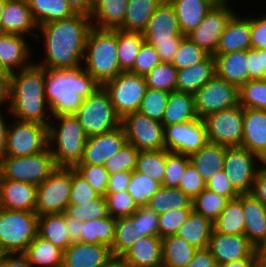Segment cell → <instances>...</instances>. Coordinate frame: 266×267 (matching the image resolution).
<instances>
[{
	"label": "cell",
	"instance_id": "cell-1",
	"mask_svg": "<svg viewBox=\"0 0 266 267\" xmlns=\"http://www.w3.org/2000/svg\"><path fill=\"white\" fill-rule=\"evenodd\" d=\"M91 17L76 13L71 17L38 26L44 38L46 58L36 65L45 69H68L82 65Z\"/></svg>",
	"mask_w": 266,
	"mask_h": 267
},
{
	"label": "cell",
	"instance_id": "cell-2",
	"mask_svg": "<svg viewBox=\"0 0 266 267\" xmlns=\"http://www.w3.org/2000/svg\"><path fill=\"white\" fill-rule=\"evenodd\" d=\"M101 85L82 67L46 69L45 95L50 116L74 114L83 98Z\"/></svg>",
	"mask_w": 266,
	"mask_h": 267
},
{
	"label": "cell",
	"instance_id": "cell-3",
	"mask_svg": "<svg viewBox=\"0 0 266 267\" xmlns=\"http://www.w3.org/2000/svg\"><path fill=\"white\" fill-rule=\"evenodd\" d=\"M19 71L11 73L9 112L17 120L49 127L50 121L45 117L48 115L45 108L49 109L45 95L46 69L33 62L30 67Z\"/></svg>",
	"mask_w": 266,
	"mask_h": 267
},
{
	"label": "cell",
	"instance_id": "cell-4",
	"mask_svg": "<svg viewBox=\"0 0 266 267\" xmlns=\"http://www.w3.org/2000/svg\"><path fill=\"white\" fill-rule=\"evenodd\" d=\"M83 65L101 86L120 74L117 55V29L92 27L88 33Z\"/></svg>",
	"mask_w": 266,
	"mask_h": 267
},
{
	"label": "cell",
	"instance_id": "cell-5",
	"mask_svg": "<svg viewBox=\"0 0 266 267\" xmlns=\"http://www.w3.org/2000/svg\"><path fill=\"white\" fill-rule=\"evenodd\" d=\"M53 117L60 122L56 127L50 118L48 127V147L55 164L57 167H75L82 159L88 136L74 114Z\"/></svg>",
	"mask_w": 266,
	"mask_h": 267
},
{
	"label": "cell",
	"instance_id": "cell-6",
	"mask_svg": "<svg viewBox=\"0 0 266 267\" xmlns=\"http://www.w3.org/2000/svg\"><path fill=\"white\" fill-rule=\"evenodd\" d=\"M35 212L0 208V254L25 253L37 236Z\"/></svg>",
	"mask_w": 266,
	"mask_h": 267
},
{
	"label": "cell",
	"instance_id": "cell-7",
	"mask_svg": "<svg viewBox=\"0 0 266 267\" xmlns=\"http://www.w3.org/2000/svg\"><path fill=\"white\" fill-rule=\"evenodd\" d=\"M86 135L106 133L121 126L109 93L101 86L90 96L83 98L79 109L74 113Z\"/></svg>",
	"mask_w": 266,
	"mask_h": 267
},
{
	"label": "cell",
	"instance_id": "cell-8",
	"mask_svg": "<svg viewBox=\"0 0 266 267\" xmlns=\"http://www.w3.org/2000/svg\"><path fill=\"white\" fill-rule=\"evenodd\" d=\"M56 168L54 157L47 147L33 155L0 158V179H11L37 186Z\"/></svg>",
	"mask_w": 266,
	"mask_h": 267
},
{
	"label": "cell",
	"instance_id": "cell-9",
	"mask_svg": "<svg viewBox=\"0 0 266 267\" xmlns=\"http://www.w3.org/2000/svg\"><path fill=\"white\" fill-rule=\"evenodd\" d=\"M72 187V167H57L37 185L35 213L38 216L65 213Z\"/></svg>",
	"mask_w": 266,
	"mask_h": 267
},
{
	"label": "cell",
	"instance_id": "cell-10",
	"mask_svg": "<svg viewBox=\"0 0 266 267\" xmlns=\"http://www.w3.org/2000/svg\"><path fill=\"white\" fill-rule=\"evenodd\" d=\"M103 88L109 93L117 115L123 119L126 115L139 111L148 86L145 76L121 72L107 81Z\"/></svg>",
	"mask_w": 266,
	"mask_h": 267
},
{
	"label": "cell",
	"instance_id": "cell-11",
	"mask_svg": "<svg viewBox=\"0 0 266 267\" xmlns=\"http://www.w3.org/2000/svg\"><path fill=\"white\" fill-rule=\"evenodd\" d=\"M15 121L8 129L4 157L33 155L48 147L47 126L17 119Z\"/></svg>",
	"mask_w": 266,
	"mask_h": 267
},
{
	"label": "cell",
	"instance_id": "cell-12",
	"mask_svg": "<svg viewBox=\"0 0 266 267\" xmlns=\"http://www.w3.org/2000/svg\"><path fill=\"white\" fill-rule=\"evenodd\" d=\"M243 118L244 108L240 104L206 116L203 120L208 142L227 147L241 146Z\"/></svg>",
	"mask_w": 266,
	"mask_h": 267
},
{
	"label": "cell",
	"instance_id": "cell-13",
	"mask_svg": "<svg viewBox=\"0 0 266 267\" xmlns=\"http://www.w3.org/2000/svg\"><path fill=\"white\" fill-rule=\"evenodd\" d=\"M195 108L198 117L239 105V88L218 77L216 74L195 94Z\"/></svg>",
	"mask_w": 266,
	"mask_h": 267
},
{
	"label": "cell",
	"instance_id": "cell-14",
	"mask_svg": "<svg viewBox=\"0 0 266 267\" xmlns=\"http://www.w3.org/2000/svg\"><path fill=\"white\" fill-rule=\"evenodd\" d=\"M127 138L139 151L163 150L164 126L139 112L130 113L121 120Z\"/></svg>",
	"mask_w": 266,
	"mask_h": 267
},
{
	"label": "cell",
	"instance_id": "cell-15",
	"mask_svg": "<svg viewBox=\"0 0 266 267\" xmlns=\"http://www.w3.org/2000/svg\"><path fill=\"white\" fill-rule=\"evenodd\" d=\"M228 1L219 0L205 15L201 23L186 35L191 42L212 55L216 52L228 21L235 14Z\"/></svg>",
	"mask_w": 266,
	"mask_h": 267
},
{
	"label": "cell",
	"instance_id": "cell-16",
	"mask_svg": "<svg viewBox=\"0 0 266 267\" xmlns=\"http://www.w3.org/2000/svg\"><path fill=\"white\" fill-rule=\"evenodd\" d=\"M260 158L241 146L227 147L223 171L239 194L250 193L256 174L260 169L256 163ZM258 167V168H257Z\"/></svg>",
	"mask_w": 266,
	"mask_h": 267
},
{
	"label": "cell",
	"instance_id": "cell-17",
	"mask_svg": "<svg viewBox=\"0 0 266 267\" xmlns=\"http://www.w3.org/2000/svg\"><path fill=\"white\" fill-rule=\"evenodd\" d=\"M164 142L167 151L190 156L208 142L204 120L164 126Z\"/></svg>",
	"mask_w": 266,
	"mask_h": 267
},
{
	"label": "cell",
	"instance_id": "cell-18",
	"mask_svg": "<svg viewBox=\"0 0 266 267\" xmlns=\"http://www.w3.org/2000/svg\"><path fill=\"white\" fill-rule=\"evenodd\" d=\"M127 143L123 126L116 129L89 136L83 150L81 161L77 165H105Z\"/></svg>",
	"mask_w": 266,
	"mask_h": 267
},
{
	"label": "cell",
	"instance_id": "cell-19",
	"mask_svg": "<svg viewBox=\"0 0 266 267\" xmlns=\"http://www.w3.org/2000/svg\"><path fill=\"white\" fill-rule=\"evenodd\" d=\"M208 248L218 267L228 262L246 259L257 250L245 235H226L214 230Z\"/></svg>",
	"mask_w": 266,
	"mask_h": 267
},
{
	"label": "cell",
	"instance_id": "cell-20",
	"mask_svg": "<svg viewBox=\"0 0 266 267\" xmlns=\"http://www.w3.org/2000/svg\"><path fill=\"white\" fill-rule=\"evenodd\" d=\"M37 28L27 0H7L3 9L0 21V33L31 34L39 41L38 33L35 34L33 29Z\"/></svg>",
	"mask_w": 266,
	"mask_h": 267
},
{
	"label": "cell",
	"instance_id": "cell-21",
	"mask_svg": "<svg viewBox=\"0 0 266 267\" xmlns=\"http://www.w3.org/2000/svg\"><path fill=\"white\" fill-rule=\"evenodd\" d=\"M36 194V185L11 179H0V208L35 212Z\"/></svg>",
	"mask_w": 266,
	"mask_h": 267
},
{
	"label": "cell",
	"instance_id": "cell-22",
	"mask_svg": "<svg viewBox=\"0 0 266 267\" xmlns=\"http://www.w3.org/2000/svg\"><path fill=\"white\" fill-rule=\"evenodd\" d=\"M111 258H113V254L107 245L72 243L63 252L62 267H102Z\"/></svg>",
	"mask_w": 266,
	"mask_h": 267
},
{
	"label": "cell",
	"instance_id": "cell-23",
	"mask_svg": "<svg viewBox=\"0 0 266 267\" xmlns=\"http://www.w3.org/2000/svg\"><path fill=\"white\" fill-rule=\"evenodd\" d=\"M143 37L145 41H172V37H186L180 30L175 10L169 1H163L155 10Z\"/></svg>",
	"mask_w": 266,
	"mask_h": 267
},
{
	"label": "cell",
	"instance_id": "cell-24",
	"mask_svg": "<svg viewBox=\"0 0 266 267\" xmlns=\"http://www.w3.org/2000/svg\"><path fill=\"white\" fill-rule=\"evenodd\" d=\"M245 233L249 242L259 250L266 242V206L251 193L242 194Z\"/></svg>",
	"mask_w": 266,
	"mask_h": 267
},
{
	"label": "cell",
	"instance_id": "cell-25",
	"mask_svg": "<svg viewBox=\"0 0 266 267\" xmlns=\"http://www.w3.org/2000/svg\"><path fill=\"white\" fill-rule=\"evenodd\" d=\"M121 258L128 267H163L162 239L159 236L141 237Z\"/></svg>",
	"mask_w": 266,
	"mask_h": 267
},
{
	"label": "cell",
	"instance_id": "cell-26",
	"mask_svg": "<svg viewBox=\"0 0 266 267\" xmlns=\"http://www.w3.org/2000/svg\"><path fill=\"white\" fill-rule=\"evenodd\" d=\"M241 147L260 159L266 153V110L244 108Z\"/></svg>",
	"mask_w": 266,
	"mask_h": 267
},
{
	"label": "cell",
	"instance_id": "cell-27",
	"mask_svg": "<svg viewBox=\"0 0 266 267\" xmlns=\"http://www.w3.org/2000/svg\"><path fill=\"white\" fill-rule=\"evenodd\" d=\"M216 75L240 88L250 80L247 50L213 54Z\"/></svg>",
	"mask_w": 266,
	"mask_h": 267
},
{
	"label": "cell",
	"instance_id": "cell-28",
	"mask_svg": "<svg viewBox=\"0 0 266 267\" xmlns=\"http://www.w3.org/2000/svg\"><path fill=\"white\" fill-rule=\"evenodd\" d=\"M26 36L20 34L0 33V60L3 66L10 72L30 67V47ZM29 64H28V62Z\"/></svg>",
	"mask_w": 266,
	"mask_h": 267
},
{
	"label": "cell",
	"instance_id": "cell-29",
	"mask_svg": "<svg viewBox=\"0 0 266 267\" xmlns=\"http://www.w3.org/2000/svg\"><path fill=\"white\" fill-rule=\"evenodd\" d=\"M250 48H252L250 19L240 18V15L235 13L228 21L214 54H226Z\"/></svg>",
	"mask_w": 266,
	"mask_h": 267
},
{
	"label": "cell",
	"instance_id": "cell-30",
	"mask_svg": "<svg viewBox=\"0 0 266 267\" xmlns=\"http://www.w3.org/2000/svg\"><path fill=\"white\" fill-rule=\"evenodd\" d=\"M215 74V59L210 54L205 60L177 71L176 91L195 94Z\"/></svg>",
	"mask_w": 266,
	"mask_h": 267
},
{
	"label": "cell",
	"instance_id": "cell-31",
	"mask_svg": "<svg viewBox=\"0 0 266 267\" xmlns=\"http://www.w3.org/2000/svg\"><path fill=\"white\" fill-rule=\"evenodd\" d=\"M219 0H169L181 32L186 36L194 30Z\"/></svg>",
	"mask_w": 266,
	"mask_h": 267
},
{
	"label": "cell",
	"instance_id": "cell-32",
	"mask_svg": "<svg viewBox=\"0 0 266 267\" xmlns=\"http://www.w3.org/2000/svg\"><path fill=\"white\" fill-rule=\"evenodd\" d=\"M194 94L188 92L172 91L162 117V125L168 126L185 123L197 119Z\"/></svg>",
	"mask_w": 266,
	"mask_h": 267
},
{
	"label": "cell",
	"instance_id": "cell-33",
	"mask_svg": "<svg viewBox=\"0 0 266 267\" xmlns=\"http://www.w3.org/2000/svg\"><path fill=\"white\" fill-rule=\"evenodd\" d=\"M128 0H93L90 14L95 20L92 26L98 29H119L124 22ZM96 24V25H95Z\"/></svg>",
	"mask_w": 266,
	"mask_h": 267
},
{
	"label": "cell",
	"instance_id": "cell-34",
	"mask_svg": "<svg viewBox=\"0 0 266 267\" xmlns=\"http://www.w3.org/2000/svg\"><path fill=\"white\" fill-rule=\"evenodd\" d=\"M227 146L207 142L199 151L189 156L202 179L207 182L215 173L223 170Z\"/></svg>",
	"mask_w": 266,
	"mask_h": 267
},
{
	"label": "cell",
	"instance_id": "cell-35",
	"mask_svg": "<svg viewBox=\"0 0 266 267\" xmlns=\"http://www.w3.org/2000/svg\"><path fill=\"white\" fill-rule=\"evenodd\" d=\"M213 230V222L193 210L176 235L197 249H203L209 247Z\"/></svg>",
	"mask_w": 266,
	"mask_h": 267
},
{
	"label": "cell",
	"instance_id": "cell-36",
	"mask_svg": "<svg viewBox=\"0 0 266 267\" xmlns=\"http://www.w3.org/2000/svg\"><path fill=\"white\" fill-rule=\"evenodd\" d=\"M164 0H128L123 25L119 28L128 32L143 33L151 16Z\"/></svg>",
	"mask_w": 266,
	"mask_h": 267
},
{
	"label": "cell",
	"instance_id": "cell-37",
	"mask_svg": "<svg viewBox=\"0 0 266 267\" xmlns=\"http://www.w3.org/2000/svg\"><path fill=\"white\" fill-rule=\"evenodd\" d=\"M66 228L65 213L38 216L37 235L63 252L71 245Z\"/></svg>",
	"mask_w": 266,
	"mask_h": 267
},
{
	"label": "cell",
	"instance_id": "cell-38",
	"mask_svg": "<svg viewBox=\"0 0 266 267\" xmlns=\"http://www.w3.org/2000/svg\"><path fill=\"white\" fill-rule=\"evenodd\" d=\"M245 218L242 194L228 201L219 217L213 222L214 231L226 235H244Z\"/></svg>",
	"mask_w": 266,
	"mask_h": 267
},
{
	"label": "cell",
	"instance_id": "cell-39",
	"mask_svg": "<svg viewBox=\"0 0 266 267\" xmlns=\"http://www.w3.org/2000/svg\"><path fill=\"white\" fill-rule=\"evenodd\" d=\"M197 250L177 235L164 237L162 238L163 267H185Z\"/></svg>",
	"mask_w": 266,
	"mask_h": 267
},
{
	"label": "cell",
	"instance_id": "cell-40",
	"mask_svg": "<svg viewBox=\"0 0 266 267\" xmlns=\"http://www.w3.org/2000/svg\"><path fill=\"white\" fill-rule=\"evenodd\" d=\"M38 26L76 14L66 0H27Z\"/></svg>",
	"mask_w": 266,
	"mask_h": 267
},
{
	"label": "cell",
	"instance_id": "cell-41",
	"mask_svg": "<svg viewBox=\"0 0 266 267\" xmlns=\"http://www.w3.org/2000/svg\"><path fill=\"white\" fill-rule=\"evenodd\" d=\"M115 229L116 219L110 215L105 218L81 222V242L104 244L111 248Z\"/></svg>",
	"mask_w": 266,
	"mask_h": 267
},
{
	"label": "cell",
	"instance_id": "cell-42",
	"mask_svg": "<svg viewBox=\"0 0 266 267\" xmlns=\"http://www.w3.org/2000/svg\"><path fill=\"white\" fill-rule=\"evenodd\" d=\"M25 254L32 267L36 265L42 267L63 266V251L38 235L30 243Z\"/></svg>",
	"mask_w": 266,
	"mask_h": 267
},
{
	"label": "cell",
	"instance_id": "cell-43",
	"mask_svg": "<svg viewBox=\"0 0 266 267\" xmlns=\"http://www.w3.org/2000/svg\"><path fill=\"white\" fill-rule=\"evenodd\" d=\"M147 206L158 215L174 209L193 208L192 199L181 189L164 186L151 196Z\"/></svg>",
	"mask_w": 266,
	"mask_h": 267
},
{
	"label": "cell",
	"instance_id": "cell-44",
	"mask_svg": "<svg viewBox=\"0 0 266 267\" xmlns=\"http://www.w3.org/2000/svg\"><path fill=\"white\" fill-rule=\"evenodd\" d=\"M145 42L143 33L117 29V55L122 72H130L137 54Z\"/></svg>",
	"mask_w": 266,
	"mask_h": 267
},
{
	"label": "cell",
	"instance_id": "cell-45",
	"mask_svg": "<svg viewBox=\"0 0 266 267\" xmlns=\"http://www.w3.org/2000/svg\"><path fill=\"white\" fill-rule=\"evenodd\" d=\"M136 218L131 215L116 219L115 236L111 251L113 257H121L133 244L137 238Z\"/></svg>",
	"mask_w": 266,
	"mask_h": 267
},
{
	"label": "cell",
	"instance_id": "cell-46",
	"mask_svg": "<svg viewBox=\"0 0 266 267\" xmlns=\"http://www.w3.org/2000/svg\"><path fill=\"white\" fill-rule=\"evenodd\" d=\"M65 214L81 222L108 216L105 196H98L89 202H69Z\"/></svg>",
	"mask_w": 266,
	"mask_h": 267
},
{
	"label": "cell",
	"instance_id": "cell-47",
	"mask_svg": "<svg viewBox=\"0 0 266 267\" xmlns=\"http://www.w3.org/2000/svg\"><path fill=\"white\" fill-rule=\"evenodd\" d=\"M166 170V149L140 151L136 171L143 173L162 184Z\"/></svg>",
	"mask_w": 266,
	"mask_h": 267
},
{
	"label": "cell",
	"instance_id": "cell-48",
	"mask_svg": "<svg viewBox=\"0 0 266 267\" xmlns=\"http://www.w3.org/2000/svg\"><path fill=\"white\" fill-rule=\"evenodd\" d=\"M161 183L136 170L131 172L128 192L138 205L147 206L151 196L161 188Z\"/></svg>",
	"mask_w": 266,
	"mask_h": 267
},
{
	"label": "cell",
	"instance_id": "cell-49",
	"mask_svg": "<svg viewBox=\"0 0 266 267\" xmlns=\"http://www.w3.org/2000/svg\"><path fill=\"white\" fill-rule=\"evenodd\" d=\"M228 201L227 197L205 188L192 200V205L195 212L214 222L226 207Z\"/></svg>",
	"mask_w": 266,
	"mask_h": 267
},
{
	"label": "cell",
	"instance_id": "cell-50",
	"mask_svg": "<svg viewBox=\"0 0 266 267\" xmlns=\"http://www.w3.org/2000/svg\"><path fill=\"white\" fill-rule=\"evenodd\" d=\"M177 69L170 62H161L145 75L148 88L176 91Z\"/></svg>",
	"mask_w": 266,
	"mask_h": 267
},
{
	"label": "cell",
	"instance_id": "cell-51",
	"mask_svg": "<svg viewBox=\"0 0 266 267\" xmlns=\"http://www.w3.org/2000/svg\"><path fill=\"white\" fill-rule=\"evenodd\" d=\"M239 104L243 108L266 110V80H249L239 88Z\"/></svg>",
	"mask_w": 266,
	"mask_h": 267
},
{
	"label": "cell",
	"instance_id": "cell-52",
	"mask_svg": "<svg viewBox=\"0 0 266 267\" xmlns=\"http://www.w3.org/2000/svg\"><path fill=\"white\" fill-rule=\"evenodd\" d=\"M105 199L108 215L115 219L131 216L139 208L127 190L106 192Z\"/></svg>",
	"mask_w": 266,
	"mask_h": 267
},
{
	"label": "cell",
	"instance_id": "cell-53",
	"mask_svg": "<svg viewBox=\"0 0 266 267\" xmlns=\"http://www.w3.org/2000/svg\"><path fill=\"white\" fill-rule=\"evenodd\" d=\"M168 97L169 92L147 88L138 112L151 119L162 122Z\"/></svg>",
	"mask_w": 266,
	"mask_h": 267
},
{
	"label": "cell",
	"instance_id": "cell-54",
	"mask_svg": "<svg viewBox=\"0 0 266 267\" xmlns=\"http://www.w3.org/2000/svg\"><path fill=\"white\" fill-rule=\"evenodd\" d=\"M209 55L210 53H208L205 49L191 42L186 37L181 42V45L174 55L171 64L177 70H180L205 60Z\"/></svg>",
	"mask_w": 266,
	"mask_h": 267
},
{
	"label": "cell",
	"instance_id": "cell-55",
	"mask_svg": "<svg viewBox=\"0 0 266 267\" xmlns=\"http://www.w3.org/2000/svg\"><path fill=\"white\" fill-rule=\"evenodd\" d=\"M189 163V156L166 150V170L161 185L168 188H179L181 178Z\"/></svg>",
	"mask_w": 266,
	"mask_h": 267
},
{
	"label": "cell",
	"instance_id": "cell-56",
	"mask_svg": "<svg viewBox=\"0 0 266 267\" xmlns=\"http://www.w3.org/2000/svg\"><path fill=\"white\" fill-rule=\"evenodd\" d=\"M139 152L137 148L127 142L119 152L108 159L104 167L110 175L123 171L132 172L136 170Z\"/></svg>",
	"mask_w": 266,
	"mask_h": 267
},
{
	"label": "cell",
	"instance_id": "cell-57",
	"mask_svg": "<svg viewBox=\"0 0 266 267\" xmlns=\"http://www.w3.org/2000/svg\"><path fill=\"white\" fill-rule=\"evenodd\" d=\"M192 211L193 208H182L160 214L158 223L159 237L162 239L170 235H176Z\"/></svg>",
	"mask_w": 266,
	"mask_h": 267
},
{
	"label": "cell",
	"instance_id": "cell-58",
	"mask_svg": "<svg viewBox=\"0 0 266 267\" xmlns=\"http://www.w3.org/2000/svg\"><path fill=\"white\" fill-rule=\"evenodd\" d=\"M74 169L88 181L100 196H105L110 174L103 165H76Z\"/></svg>",
	"mask_w": 266,
	"mask_h": 267
},
{
	"label": "cell",
	"instance_id": "cell-59",
	"mask_svg": "<svg viewBox=\"0 0 266 267\" xmlns=\"http://www.w3.org/2000/svg\"><path fill=\"white\" fill-rule=\"evenodd\" d=\"M136 218L137 238L159 236V215L148 206H141L133 214Z\"/></svg>",
	"mask_w": 266,
	"mask_h": 267
},
{
	"label": "cell",
	"instance_id": "cell-60",
	"mask_svg": "<svg viewBox=\"0 0 266 267\" xmlns=\"http://www.w3.org/2000/svg\"><path fill=\"white\" fill-rule=\"evenodd\" d=\"M160 63L161 60L159 59L155 47L145 41L137 54L133 69L130 73L145 76Z\"/></svg>",
	"mask_w": 266,
	"mask_h": 267
},
{
	"label": "cell",
	"instance_id": "cell-61",
	"mask_svg": "<svg viewBox=\"0 0 266 267\" xmlns=\"http://www.w3.org/2000/svg\"><path fill=\"white\" fill-rule=\"evenodd\" d=\"M98 196L99 194L88 181L72 167V187L69 202H89Z\"/></svg>",
	"mask_w": 266,
	"mask_h": 267
},
{
	"label": "cell",
	"instance_id": "cell-62",
	"mask_svg": "<svg viewBox=\"0 0 266 267\" xmlns=\"http://www.w3.org/2000/svg\"><path fill=\"white\" fill-rule=\"evenodd\" d=\"M206 188V182L202 179L201 175L189 163L181 178L179 189L187 194L192 200L195 199Z\"/></svg>",
	"mask_w": 266,
	"mask_h": 267
},
{
	"label": "cell",
	"instance_id": "cell-63",
	"mask_svg": "<svg viewBox=\"0 0 266 267\" xmlns=\"http://www.w3.org/2000/svg\"><path fill=\"white\" fill-rule=\"evenodd\" d=\"M206 188L219 195L227 197L229 200L237 198L240 194L233 188L225 172L220 170L215 173L207 182Z\"/></svg>",
	"mask_w": 266,
	"mask_h": 267
},
{
	"label": "cell",
	"instance_id": "cell-64",
	"mask_svg": "<svg viewBox=\"0 0 266 267\" xmlns=\"http://www.w3.org/2000/svg\"><path fill=\"white\" fill-rule=\"evenodd\" d=\"M249 60V77L250 80H263L266 78V49L247 50Z\"/></svg>",
	"mask_w": 266,
	"mask_h": 267
},
{
	"label": "cell",
	"instance_id": "cell-65",
	"mask_svg": "<svg viewBox=\"0 0 266 267\" xmlns=\"http://www.w3.org/2000/svg\"><path fill=\"white\" fill-rule=\"evenodd\" d=\"M186 37H172V41H146L155 47L161 62H172L174 55L178 51L181 42Z\"/></svg>",
	"mask_w": 266,
	"mask_h": 267
},
{
	"label": "cell",
	"instance_id": "cell-66",
	"mask_svg": "<svg viewBox=\"0 0 266 267\" xmlns=\"http://www.w3.org/2000/svg\"><path fill=\"white\" fill-rule=\"evenodd\" d=\"M249 19L252 48L257 50L266 49V16Z\"/></svg>",
	"mask_w": 266,
	"mask_h": 267
},
{
	"label": "cell",
	"instance_id": "cell-67",
	"mask_svg": "<svg viewBox=\"0 0 266 267\" xmlns=\"http://www.w3.org/2000/svg\"><path fill=\"white\" fill-rule=\"evenodd\" d=\"M131 179V172H117L109 176L106 192H118L128 190Z\"/></svg>",
	"mask_w": 266,
	"mask_h": 267
},
{
	"label": "cell",
	"instance_id": "cell-68",
	"mask_svg": "<svg viewBox=\"0 0 266 267\" xmlns=\"http://www.w3.org/2000/svg\"><path fill=\"white\" fill-rule=\"evenodd\" d=\"M185 267H218L209 248L198 249Z\"/></svg>",
	"mask_w": 266,
	"mask_h": 267
},
{
	"label": "cell",
	"instance_id": "cell-69",
	"mask_svg": "<svg viewBox=\"0 0 266 267\" xmlns=\"http://www.w3.org/2000/svg\"><path fill=\"white\" fill-rule=\"evenodd\" d=\"M0 267H32L25 253L0 254Z\"/></svg>",
	"mask_w": 266,
	"mask_h": 267
},
{
	"label": "cell",
	"instance_id": "cell-70",
	"mask_svg": "<svg viewBox=\"0 0 266 267\" xmlns=\"http://www.w3.org/2000/svg\"><path fill=\"white\" fill-rule=\"evenodd\" d=\"M250 193L266 206V171L261 167L256 174Z\"/></svg>",
	"mask_w": 266,
	"mask_h": 267
},
{
	"label": "cell",
	"instance_id": "cell-71",
	"mask_svg": "<svg viewBox=\"0 0 266 267\" xmlns=\"http://www.w3.org/2000/svg\"><path fill=\"white\" fill-rule=\"evenodd\" d=\"M65 222L71 244L81 242V221L70 218L65 214Z\"/></svg>",
	"mask_w": 266,
	"mask_h": 267
},
{
	"label": "cell",
	"instance_id": "cell-72",
	"mask_svg": "<svg viewBox=\"0 0 266 267\" xmlns=\"http://www.w3.org/2000/svg\"><path fill=\"white\" fill-rule=\"evenodd\" d=\"M69 6L75 13L85 14L90 16L92 7H93V0H66Z\"/></svg>",
	"mask_w": 266,
	"mask_h": 267
},
{
	"label": "cell",
	"instance_id": "cell-73",
	"mask_svg": "<svg viewBox=\"0 0 266 267\" xmlns=\"http://www.w3.org/2000/svg\"><path fill=\"white\" fill-rule=\"evenodd\" d=\"M259 259V252L256 250L250 257L246 259L228 262L219 267H257Z\"/></svg>",
	"mask_w": 266,
	"mask_h": 267
},
{
	"label": "cell",
	"instance_id": "cell-74",
	"mask_svg": "<svg viewBox=\"0 0 266 267\" xmlns=\"http://www.w3.org/2000/svg\"><path fill=\"white\" fill-rule=\"evenodd\" d=\"M11 74H0V106L10 100Z\"/></svg>",
	"mask_w": 266,
	"mask_h": 267
},
{
	"label": "cell",
	"instance_id": "cell-75",
	"mask_svg": "<svg viewBox=\"0 0 266 267\" xmlns=\"http://www.w3.org/2000/svg\"><path fill=\"white\" fill-rule=\"evenodd\" d=\"M0 112V158L4 157L9 126Z\"/></svg>",
	"mask_w": 266,
	"mask_h": 267
},
{
	"label": "cell",
	"instance_id": "cell-76",
	"mask_svg": "<svg viewBox=\"0 0 266 267\" xmlns=\"http://www.w3.org/2000/svg\"><path fill=\"white\" fill-rule=\"evenodd\" d=\"M102 267H128L121 257H113Z\"/></svg>",
	"mask_w": 266,
	"mask_h": 267
},
{
	"label": "cell",
	"instance_id": "cell-77",
	"mask_svg": "<svg viewBox=\"0 0 266 267\" xmlns=\"http://www.w3.org/2000/svg\"><path fill=\"white\" fill-rule=\"evenodd\" d=\"M258 252L261 258L266 259V242L261 246Z\"/></svg>",
	"mask_w": 266,
	"mask_h": 267
},
{
	"label": "cell",
	"instance_id": "cell-78",
	"mask_svg": "<svg viewBox=\"0 0 266 267\" xmlns=\"http://www.w3.org/2000/svg\"><path fill=\"white\" fill-rule=\"evenodd\" d=\"M260 164L263 165L261 168L266 171V153L261 157Z\"/></svg>",
	"mask_w": 266,
	"mask_h": 267
},
{
	"label": "cell",
	"instance_id": "cell-79",
	"mask_svg": "<svg viewBox=\"0 0 266 267\" xmlns=\"http://www.w3.org/2000/svg\"><path fill=\"white\" fill-rule=\"evenodd\" d=\"M0 74H11L2 64L0 60Z\"/></svg>",
	"mask_w": 266,
	"mask_h": 267
},
{
	"label": "cell",
	"instance_id": "cell-80",
	"mask_svg": "<svg viewBox=\"0 0 266 267\" xmlns=\"http://www.w3.org/2000/svg\"><path fill=\"white\" fill-rule=\"evenodd\" d=\"M6 1L7 0H0V21H1L2 13H3L4 6L6 4Z\"/></svg>",
	"mask_w": 266,
	"mask_h": 267
}]
</instances>
